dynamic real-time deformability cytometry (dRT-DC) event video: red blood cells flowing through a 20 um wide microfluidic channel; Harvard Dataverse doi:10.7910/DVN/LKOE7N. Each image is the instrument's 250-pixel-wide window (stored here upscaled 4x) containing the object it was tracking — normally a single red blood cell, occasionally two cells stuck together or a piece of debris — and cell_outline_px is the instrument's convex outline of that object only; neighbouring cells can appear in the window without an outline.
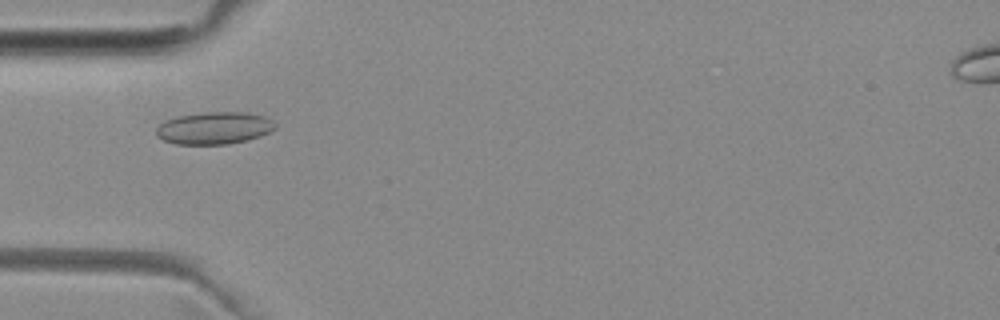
{"species": "common noctule bat (a hibernating species)", "species_latin": "Nyctalus noctula", "temperature_condition": "room temperature", "stored_images_in_passage": 46, "camera_frame_rate_fps": 3000, "um_per_image_px": 0.085, "animal": {"sex": "female", "body_mass_g": 29.2, "forearm_length_mm": 56.3}, "frame": {"image": 1, "passage_image": 15, "time_ms": 4.667, "image_size_px": [1000, 320], "cell_outline_px": [[276, 128], [260, 136], [248, 140], [228, 144], [176, 144], [164, 140], [156, 136], [156, 128], [164, 120], [176, 116], [204, 112], [248, 112], [264, 116], [272, 120], [276, 124]], "centroid_in_image_um": [18.2, 10.88], "position_along_channel_um": 66.8, "area_um2": 22.54}}
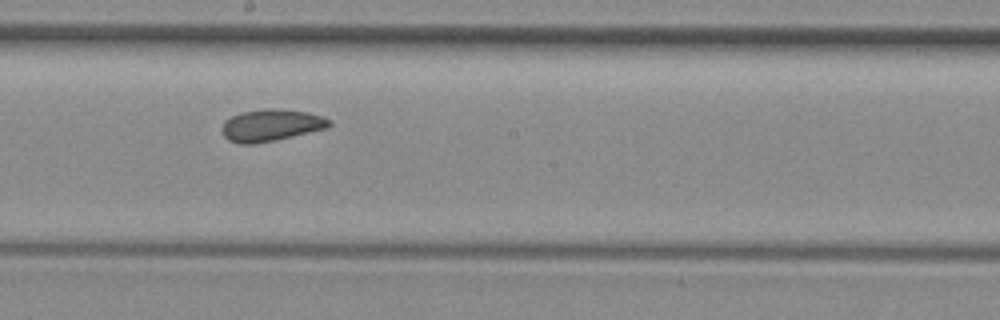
{"frame": {"image": 2, "passage_image": 27, "time_ms": 8.667, "image_size_px": [1000, 320], "cell_outline_px": [[332, 124], [328, 128], [292, 136], [272, 140], [248, 144], [240, 144], [228, 140], [224, 136], [224, 120], [240, 112], [268, 108], [280, 108], [308, 112], [324, 116], [332, 120]], "centroid_in_image_um": [23.1, 10.62], "position_along_channel_um": 225.1, "area_um2": 19.88}}
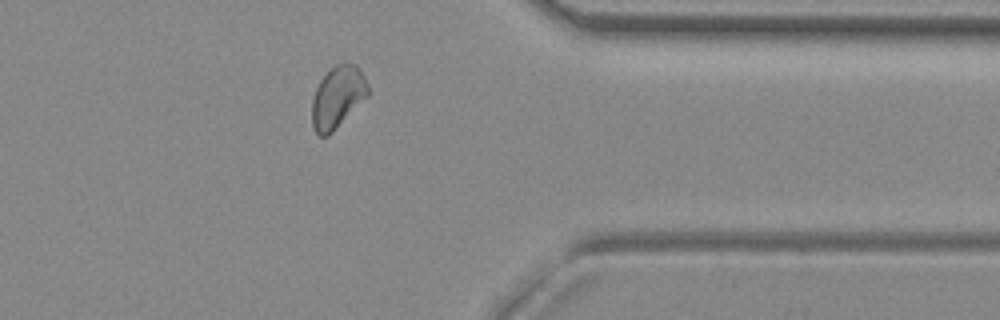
{"frame": {"image": 3, "passage_image": 40, "time_ms": 13.0, "image_size_px": [1000, 320], "cell_outline_px": [[368, 96], [328, 136], [320, 136], [316, 132], [312, 124], [312, 100], [316, 88], [320, 80], [336, 64], [352, 64], [364, 76], [368, 84]], "centroid_in_image_um": [28.68, 8.29], "position_along_channel_um": 382.7, "area_um2": 19.71}}